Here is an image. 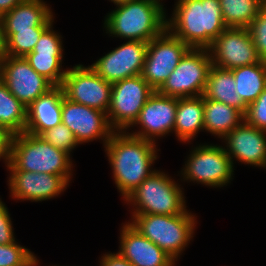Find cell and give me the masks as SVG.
I'll return each mask as SVG.
<instances>
[{
  "label": "cell",
  "mask_w": 266,
  "mask_h": 266,
  "mask_svg": "<svg viewBox=\"0 0 266 266\" xmlns=\"http://www.w3.org/2000/svg\"><path fill=\"white\" fill-rule=\"evenodd\" d=\"M204 99V129L212 134L224 138L234 128L244 121V114L222 102Z\"/></svg>",
  "instance_id": "d4e9b609"
},
{
  "label": "cell",
  "mask_w": 266,
  "mask_h": 266,
  "mask_svg": "<svg viewBox=\"0 0 266 266\" xmlns=\"http://www.w3.org/2000/svg\"><path fill=\"white\" fill-rule=\"evenodd\" d=\"M130 223L174 260L192 238L195 218L188 211L177 215L133 214Z\"/></svg>",
  "instance_id": "5b68a950"
},
{
  "label": "cell",
  "mask_w": 266,
  "mask_h": 266,
  "mask_svg": "<svg viewBox=\"0 0 266 266\" xmlns=\"http://www.w3.org/2000/svg\"><path fill=\"white\" fill-rule=\"evenodd\" d=\"M25 0H0V14L4 15Z\"/></svg>",
  "instance_id": "8d00e7d4"
},
{
  "label": "cell",
  "mask_w": 266,
  "mask_h": 266,
  "mask_svg": "<svg viewBox=\"0 0 266 266\" xmlns=\"http://www.w3.org/2000/svg\"><path fill=\"white\" fill-rule=\"evenodd\" d=\"M183 170L186 179L223 187L231 179L233 165L223 147L203 145L193 150Z\"/></svg>",
  "instance_id": "7c38bea8"
},
{
  "label": "cell",
  "mask_w": 266,
  "mask_h": 266,
  "mask_svg": "<svg viewBox=\"0 0 266 266\" xmlns=\"http://www.w3.org/2000/svg\"><path fill=\"white\" fill-rule=\"evenodd\" d=\"M211 65L208 49L190 48L157 91L177 98L202 96Z\"/></svg>",
  "instance_id": "52a82bcc"
},
{
  "label": "cell",
  "mask_w": 266,
  "mask_h": 266,
  "mask_svg": "<svg viewBox=\"0 0 266 266\" xmlns=\"http://www.w3.org/2000/svg\"><path fill=\"white\" fill-rule=\"evenodd\" d=\"M2 83L26 107L54 85L38 74L25 57L3 55Z\"/></svg>",
  "instance_id": "4fadbf2b"
},
{
  "label": "cell",
  "mask_w": 266,
  "mask_h": 266,
  "mask_svg": "<svg viewBox=\"0 0 266 266\" xmlns=\"http://www.w3.org/2000/svg\"><path fill=\"white\" fill-rule=\"evenodd\" d=\"M37 264V258L34 257L26 266H36Z\"/></svg>",
  "instance_id": "f35d334b"
},
{
  "label": "cell",
  "mask_w": 266,
  "mask_h": 266,
  "mask_svg": "<svg viewBox=\"0 0 266 266\" xmlns=\"http://www.w3.org/2000/svg\"><path fill=\"white\" fill-rule=\"evenodd\" d=\"M51 25L41 34L33 51L25 56L29 65L54 86H61L66 71L62 72V41Z\"/></svg>",
  "instance_id": "d6986e66"
},
{
  "label": "cell",
  "mask_w": 266,
  "mask_h": 266,
  "mask_svg": "<svg viewBox=\"0 0 266 266\" xmlns=\"http://www.w3.org/2000/svg\"><path fill=\"white\" fill-rule=\"evenodd\" d=\"M226 28L219 0H178L166 21L168 32L190 48L207 49Z\"/></svg>",
  "instance_id": "7a4b0ae2"
},
{
  "label": "cell",
  "mask_w": 266,
  "mask_h": 266,
  "mask_svg": "<svg viewBox=\"0 0 266 266\" xmlns=\"http://www.w3.org/2000/svg\"><path fill=\"white\" fill-rule=\"evenodd\" d=\"M244 121L257 129L266 131V88L253 103L247 106Z\"/></svg>",
  "instance_id": "d6a6232c"
},
{
  "label": "cell",
  "mask_w": 266,
  "mask_h": 266,
  "mask_svg": "<svg viewBox=\"0 0 266 266\" xmlns=\"http://www.w3.org/2000/svg\"><path fill=\"white\" fill-rule=\"evenodd\" d=\"M235 86L236 83L231 70L211 65L207 75L204 96L234 107L245 114L247 105L235 91Z\"/></svg>",
  "instance_id": "603a6c76"
},
{
  "label": "cell",
  "mask_w": 266,
  "mask_h": 266,
  "mask_svg": "<svg viewBox=\"0 0 266 266\" xmlns=\"http://www.w3.org/2000/svg\"><path fill=\"white\" fill-rule=\"evenodd\" d=\"M5 39L3 35V15L0 14V50L3 51Z\"/></svg>",
  "instance_id": "74e56055"
},
{
  "label": "cell",
  "mask_w": 266,
  "mask_h": 266,
  "mask_svg": "<svg viewBox=\"0 0 266 266\" xmlns=\"http://www.w3.org/2000/svg\"><path fill=\"white\" fill-rule=\"evenodd\" d=\"M235 79V91L248 106L266 88V61L231 69Z\"/></svg>",
  "instance_id": "484cf974"
},
{
  "label": "cell",
  "mask_w": 266,
  "mask_h": 266,
  "mask_svg": "<svg viewBox=\"0 0 266 266\" xmlns=\"http://www.w3.org/2000/svg\"><path fill=\"white\" fill-rule=\"evenodd\" d=\"M62 123L72 131L79 144L100 137L105 138L106 144L116 131L111 128L107 113L69 101L65 97L62 100Z\"/></svg>",
  "instance_id": "9a60e30c"
},
{
  "label": "cell",
  "mask_w": 266,
  "mask_h": 266,
  "mask_svg": "<svg viewBox=\"0 0 266 266\" xmlns=\"http://www.w3.org/2000/svg\"><path fill=\"white\" fill-rule=\"evenodd\" d=\"M49 26L32 27V30H3V55L25 57L35 48L41 34Z\"/></svg>",
  "instance_id": "f1b7e54d"
},
{
  "label": "cell",
  "mask_w": 266,
  "mask_h": 266,
  "mask_svg": "<svg viewBox=\"0 0 266 266\" xmlns=\"http://www.w3.org/2000/svg\"><path fill=\"white\" fill-rule=\"evenodd\" d=\"M176 110L177 97L162 95L155 91L134 122L140 124L143 130L131 135L154 142L155 136H163L174 129Z\"/></svg>",
  "instance_id": "2e32d148"
},
{
  "label": "cell",
  "mask_w": 266,
  "mask_h": 266,
  "mask_svg": "<svg viewBox=\"0 0 266 266\" xmlns=\"http://www.w3.org/2000/svg\"><path fill=\"white\" fill-rule=\"evenodd\" d=\"M11 225L8 210L0 200V245L16 242Z\"/></svg>",
  "instance_id": "836d02e7"
},
{
  "label": "cell",
  "mask_w": 266,
  "mask_h": 266,
  "mask_svg": "<svg viewBox=\"0 0 266 266\" xmlns=\"http://www.w3.org/2000/svg\"><path fill=\"white\" fill-rule=\"evenodd\" d=\"M204 99L198 97L177 98L174 131L181 141H189L200 129H204Z\"/></svg>",
  "instance_id": "cb8c5ba5"
},
{
  "label": "cell",
  "mask_w": 266,
  "mask_h": 266,
  "mask_svg": "<svg viewBox=\"0 0 266 266\" xmlns=\"http://www.w3.org/2000/svg\"><path fill=\"white\" fill-rule=\"evenodd\" d=\"M40 136L46 142L60 150L67 152L69 155L71 150L79 144L72 131L63 123L44 131Z\"/></svg>",
  "instance_id": "f546056e"
},
{
  "label": "cell",
  "mask_w": 266,
  "mask_h": 266,
  "mask_svg": "<svg viewBox=\"0 0 266 266\" xmlns=\"http://www.w3.org/2000/svg\"><path fill=\"white\" fill-rule=\"evenodd\" d=\"M266 131L255 128L245 121L228 133L224 139L227 141V155L239 159L250 165L266 167ZM228 150V151H227ZM234 155V156H233Z\"/></svg>",
  "instance_id": "ac0fdd59"
},
{
  "label": "cell",
  "mask_w": 266,
  "mask_h": 266,
  "mask_svg": "<svg viewBox=\"0 0 266 266\" xmlns=\"http://www.w3.org/2000/svg\"><path fill=\"white\" fill-rule=\"evenodd\" d=\"M261 6H266V0H257Z\"/></svg>",
  "instance_id": "b9f144b4"
},
{
  "label": "cell",
  "mask_w": 266,
  "mask_h": 266,
  "mask_svg": "<svg viewBox=\"0 0 266 266\" xmlns=\"http://www.w3.org/2000/svg\"><path fill=\"white\" fill-rule=\"evenodd\" d=\"M2 57H3V51L0 50V75H2Z\"/></svg>",
  "instance_id": "60d3db41"
},
{
  "label": "cell",
  "mask_w": 266,
  "mask_h": 266,
  "mask_svg": "<svg viewBox=\"0 0 266 266\" xmlns=\"http://www.w3.org/2000/svg\"><path fill=\"white\" fill-rule=\"evenodd\" d=\"M112 2H114V4H121V3H125V2H129V1H132V0H111Z\"/></svg>",
  "instance_id": "ab89813d"
},
{
  "label": "cell",
  "mask_w": 266,
  "mask_h": 266,
  "mask_svg": "<svg viewBox=\"0 0 266 266\" xmlns=\"http://www.w3.org/2000/svg\"><path fill=\"white\" fill-rule=\"evenodd\" d=\"M189 49L187 44L166 29L148 43L141 74L143 79L157 91Z\"/></svg>",
  "instance_id": "9c48e42d"
},
{
  "label": "cell",
  "mask_w": 266,
  "mask_h": 266,
  "mask_svg": "<svg viewBox=\"0 0 266 266\" xmlns=\"http://www.w3.org/2000/svg\"><path fill=\"white\" fill-rule=\"evenodd\" d=\"M247 28L258 57L266 61V6H261L259 13Z\"/></svg>",
  "instance_id": "1f68e13d"
},
{
  "label": "cell",
  "mask_w": 266,
  "mask_h": 266,
  "mask_svg": "<svg viewBox=\"0 0 266 266\" xmlns=\"http://www.w3.org/2000/svg\"><path fill=\"white\" fill-rule=\"evenodd\" d=\"M147 46V42L129 40L100 58L91 65V68L111 84L140 75L144 66Z\"/></svg>",
  "instance_id": "5bb4252c"
},
{
  "label": "cell",
  "mask_w": 266,
  "mask_h": 266,
  "mask_svg": "<svg viewBox=\"0 0 266 266\" xmlns=\"http://www.w3.org/2000/svg\"><path fill=\"white\" fill-rule=\"evenodd\" d=\"M154 92L141 74L112 84L107 112L111 128L124 131L134 125L144 104Z\"/></svg>",
  "instance_id": "ba28073f"
},
{
  "label": "cell",
  "mask_w": 266,
  "mask_h": 266,
  "mask_svg": "<svg viewBox=\"0 0 266 266\" xmlns=\"http://www.w3.org/2000/svg\"><path fill=\"white\" fill-rule=\"evenodd\" d=\"M53 14L41 0H25L3 15V30H32L50 26Z\"/></svg>",
  "instance_id": "7402d4cb"
},
{
  "label": "cell",
  "mask_w": 266,
  "mask_h": 266,
  "mask_svg": "<svg viewBox=\"0 0 266 266\" xmlns=\"http://www.w3.org/2000/svg\"><path fill=\"white\" fill-rule=\"evenodd\" d=\"M64 91L54 86L39 96L27 107V121L24 132L40 136L44 131L62 123V100Z\"/></svg>",
  "instance_id": "44dd1931"
},
{
  "label": "cell",
  "mask_w": 266,
  "mask_h": 266,
  "mask_svg": "<svg viewBox=\"0 0 266 266\" xmlns=\"http://www.w3.org/2000/svg\"><path fill=\"white\" fill-rule=\"evenodd\" d=\"M119 253L133 266H173L175 260L129 222L123 226Z\"/></svg>",
  "instance_id": "ffe728a7"
},
{
  "label": "cell",
  "mask_w": 266,
  "mask_h": 266,
  "mask_svg": "<svg viewBox=\"0 0 266 266\" xmlns=\"http://www.w3.org/2000/svg\"><path fill=\"white\" fill-rule=\"evenodd\" d=\"M124 132L114 131L105 148L112 165L116 186L125 199L154 172L150 167L157 155L153 141Z\"/></svg>",
  "instance_id": "6da1fadb"
},
{
  "label": "cell",
  "mask_w": 266,
  "mask_h": 266,
  "mask_svg": "<svg viewBox=\"0 0 266 266\" xmlns=\"http://www.w3.org/2000/svg\"><path fill=\"white\" fill-rule=\"evenodd\" d=\"M9 170H23L62 176L69 182L70 155L28 132L15 134L11 140Z\"/></svg>",
  "instance_id": "277c9868"
},
{
  "label": "cell",
  "mask_w": 266,
  "mask_h": 266,
  "mask_svg": "<svg viewBox=\"0 0 266 266\" xmlns=\"http://www.w3.org/2000/svg\"><path fill=\"white\" fill-rule=\"evenodd\" d=\"M125 200L137 206L134 214L177 215L186 210L179 186L167 175L155 170Z\"/></svg>",
  "instance_id": "8992f818"
},
{
  "label": "cell",
  "mask_w": 266,
  "mask_h": 266,
  "mask_svg": "<svg viewBox=\"0 0 266 266\" xmlns=\"http://www.w3.org/2000/svg\"><path fill=\"white\" fill-rule=\"evenodd\" d=\"M12 136L7 129L0 127V158L6 159L7 166L10 163Z\"/></svg>",
  "instance_id": "e575fe53"
},
{
  "label": "cell",
  "mask_w": 266,
  "mask_h": 266,
  "mask_svg": "<svg viewBox=\"0 0 266 266\" xmlns=\"http://www.w3.org/2000/svg\"><path fill=\"white\" fill-rule=\"evenodd\" d=\"M101 266H133L119 252L117 254H106L102 256Z\"/></svg>",
  "instance_id": "d590c367"
},
{
  "label": "cell",
  "mask_w": 266,
  "mask_h": 266,
  "mask_svg": "<svg viewBox=\"0 0 266 266\" xmlns=\"http://www.w3.org/2000/svg\"><path fill=\"white\" fill-rule=\"evenodd\" d=\"M61 87L69 101L108 112L112 84L100 77L91 66L86 68L79 64L67 70Z\"/></svg>",
  "instance_id": "30bf717a"
},
{
  "label": "cell",
  "mask_w": 266,
  "mask_h": 266,
  "mask_svg": "<svg viewBox=\"0 0 266 266\" xmlns=\"http://www.w3.org/2000/svg\"><path fill=\"white\" fill-rule=\"evenodd\" d=\"M117 7L104 23L110 34L149 43L166 30L167 19L160 0H132Z\"/></svg>",
  "instance_id": "3957f363"
},
{
  "label": "cell",
  "mask_w": 266,
  "mask_h": 266,
  "mask_svg": "<svg viewBox=\"0 0 266 266\" xmlns=\"http://www.w3.org/2000/svg\"><path fill=\"white\" fill-rule=\"evenodd\" d=\"M27 121V107L0 83V127L12 135L23 133Z\"/></svg>",
  "instance_id": "4316f807"
},
{
  "label": "cell",
  "mask_w": 266,
  "mask_h": 266,
  "mask_svg": "<svg viewBox=\"0 0 266 266\" xmlns=\"http://www.w3.org/2000/svg\"><path fill=\"white\" fill-rule=\"evenodd\" d=\"M34 257L16 242L0 245V266H26Z\"/></svg>",
  "instance_id": "4dcf8cb0"
},
{
  "label": "cell",
  "mask_w": 266,
  "mask_h": 266,
  "mask_svg": "<svg viewBox=\"0 0 266 266\" xmlns=\"http://www.w3.org/2000/svg\"><path fill=\"white\" fill-rule=\"evenodd\" d=\"M9 186L15 199L43 201L58 196L68 182L59 175L10 170Z\"/></svg>",
  "instance_id": "e0dca14e"
},
{
  "label": "cell",
  "mask_w": 266,
  "mask_h": 266,
  "mask_svg": "<svg viewBox=\"0 0 266 266\" xmlns=\"http://www.w3.org/2000/svg\"><path fill=\"white\" fill-rule=\"evenodd\" d=\"M219 3L227 27H248L261 8L257 0H219Z\"/></svg>",
  "instance_id": "83f0119b"
},
{
  "label": "cell",
  "mask_w": 266,
  "mask_h": 266,
  "mask_svg": "<svg viewBox=\"0 0 266 266\" xmlns=\"http://www.w3.org/2000/svg\"><path fill=\"white\" fill-rule=\"evenodd\" d=\"M207 49L211 52L212 65L223 69L231 70L261 61L247 27H227Z\"/></svg>",
  "instance_id": "8fae6325"
}]
</instances>
